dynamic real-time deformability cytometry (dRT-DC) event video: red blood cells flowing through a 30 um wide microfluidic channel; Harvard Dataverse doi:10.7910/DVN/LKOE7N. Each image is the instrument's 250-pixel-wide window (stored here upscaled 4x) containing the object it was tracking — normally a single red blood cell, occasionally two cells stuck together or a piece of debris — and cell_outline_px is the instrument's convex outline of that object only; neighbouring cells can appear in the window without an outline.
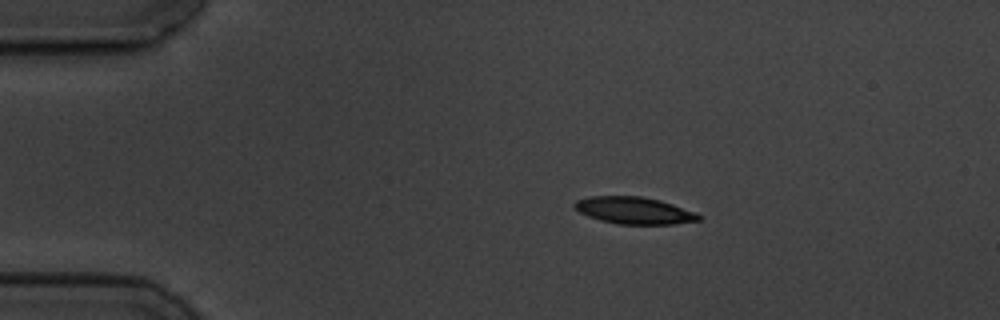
{"species": "common noctule bat (a hibernating species)", "species_latin": "Nyctalus noctula", "temperature_condition": "cold", "stored_images_in_passage": 6, "camera_frame_rate_fps": 3000, "um_per_image_px": 0.085, "animal": {"sex": "male", "body_mass_g": 19.5, "forearm_length_mm": 54.6}, "frame": {"image": 1, "passage_image": 3, "time_ms": 2.333, "image_size_px": [1000, 320], "cell_outline_px": [[704, 216], [700, 220], [676, 224], [620, 224], [600, 220], [588, 216], [580, 212], [572, 204], [576, 200], [588, 196], [640, 196], [660, 200], [696, 212]], "centroid_in_image_um": [53.93, 17.89], "position_along_channel_um": 31.1, "area_um2": 19.59}}
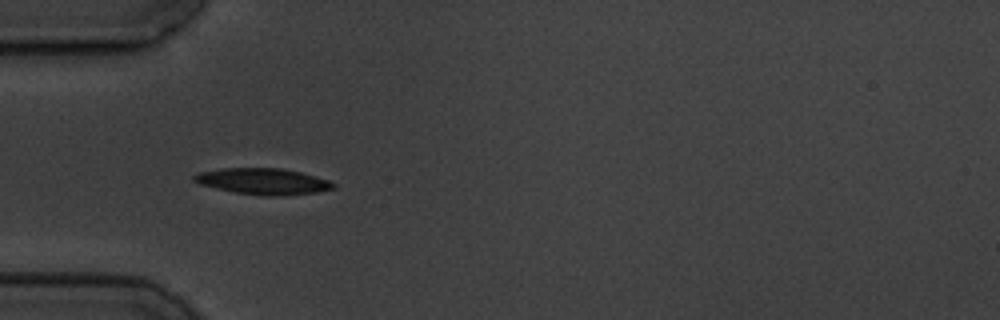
{"frame": {"image": 2, "passage_image": 5, "time_ms": 4.667, "image_size_px": [1000, 320], "cell_outline_px": [[336, 188], [316, 192], [280, 196], [264, 196], [236, 192], [216, 188], [200, 184], [192, 180], [192, 176], [200, 172], [224, 168], [280, 168], [300, 172], [328, 180], [336, 184]], "centroid_in_image_um": [22.36, 15.42], "position_along_channel_um": 62.6, "area_um2": 21.1}}
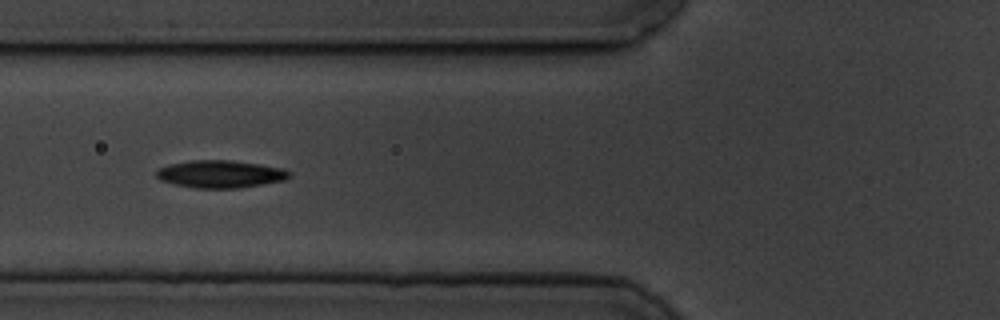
{"frame": {"image": 3, "passage_image": 6, "time_ms": 6.0, "image_size_px": [1000, 320], "cell_outline_px": [[292, 176], [284, 180], [240, 188], [196, 188], [176, 184], [160, 180], [156, 176], [156, 172], [160, 168], [168, 164], [192, 160], [232, 160], [260, 164], [284, 168], [292, 172]], "centroid_in_image_um": [18.77, 14.79], "position_along_channel_um": 107.0, "area_um2": 21.39}}